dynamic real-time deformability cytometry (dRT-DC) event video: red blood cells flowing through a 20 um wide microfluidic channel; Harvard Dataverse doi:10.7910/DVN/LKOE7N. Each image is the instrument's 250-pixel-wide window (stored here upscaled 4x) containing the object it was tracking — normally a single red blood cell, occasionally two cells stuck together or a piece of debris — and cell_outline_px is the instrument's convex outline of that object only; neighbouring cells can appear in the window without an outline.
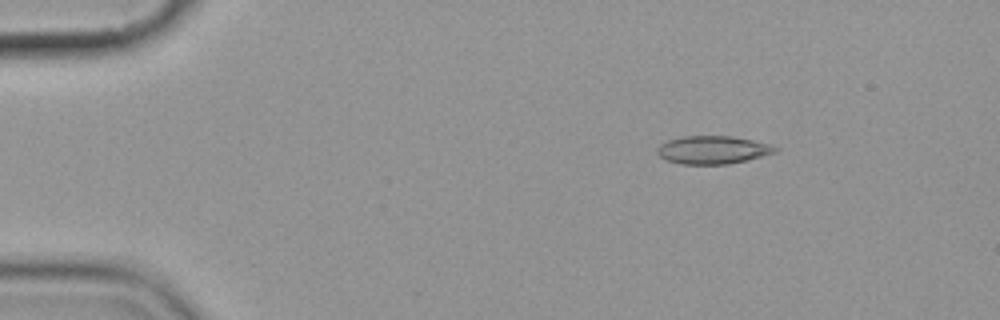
{"species": "common noctule bat (a hibernating species)", "species_latin": "Nyctalus noctula", "temperature_condition": "cold", "stored_images_in_passage": 3, "camera_frame_rate_fps": 3000, "um_per_image_px": 0.085, "animal": {"sex": "female", "body_mass_g": 19.9}, "frame": {"image": 1, "passage_image": 1, "time_ms": 0.0, "image_size_px": [1000, 320], "cell_outline_px": [[780, 148], [776, 152], [748, 160], [728, 164], [680, 164], [668, 160], [660, 156], [656, 152], [656, 148], [660, 144], [668, 140], [684, 136], [732, 136], [772, 144]], "centroid_in_image_um": [60.61, 12.74], "position_along_channel_um": 24.4, "area_um2": 19.36}}